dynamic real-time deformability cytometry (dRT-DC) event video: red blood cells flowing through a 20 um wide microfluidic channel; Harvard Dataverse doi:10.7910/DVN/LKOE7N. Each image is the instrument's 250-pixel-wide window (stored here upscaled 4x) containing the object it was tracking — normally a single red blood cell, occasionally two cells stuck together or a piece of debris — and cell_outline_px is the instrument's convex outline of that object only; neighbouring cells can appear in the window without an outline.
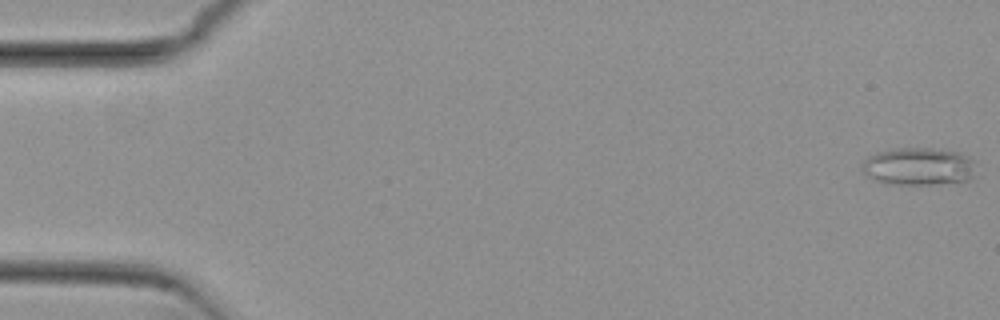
{"species": "common noctule bat (a hibernating species)", "species_latin": "Nyctalus noctula", "temperature_condition": "cold", "stored_images_in_passage": 54, "camera_frame_rate_fps": 3000, "um_per_image_px": 0.085, "animal": {"sex": "female", "body_mass_g": 29.2, "forearm_length_mm": 56.3}, "frame": {"image": 1, "passage_image": 1, "time_ms": 0.0, "image_size_px": [1000, 320], "cell_outline_px": [[972, 176], [968, 180], [932, 184], [888, 184], [876, 180], [868, 176], [864, 172], [864, 160], [868, 156], [876, 152], [896, 148], [928, 148], [956, 152], [968, 156], [972, 160]], "centroid_in_image_um": [78.03, 14.14], "position_along_channel_um": 7.0, "area_um2": 24.45}}
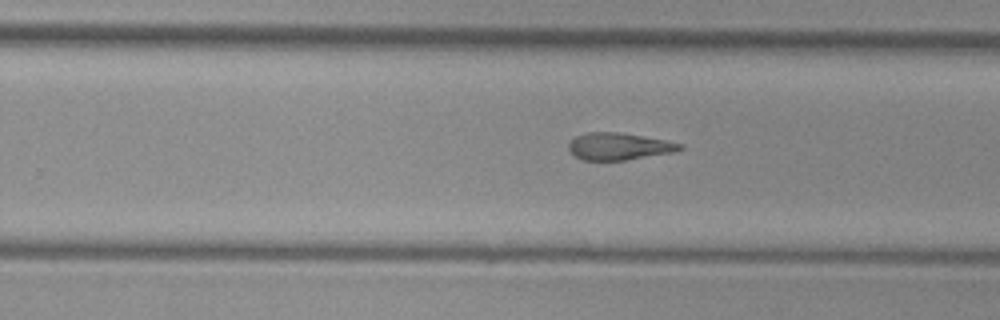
{"frame": {"image": 2, "passage_image": 34, "time_ms": 11.0, "image_size_px": [1000, 320], "cell_outline_px": [[684, 148], [672, 152], [624, 160], [584, 160], [576, 156], [568, 148], [568, 144], [576, 136], [588, 132], [620, 132], [664, 140], [684, 144]], "centroid_in_image_um": [52.6, 12.43], "position_along_channel_um": 277.2, "area_um2": 17.28}}
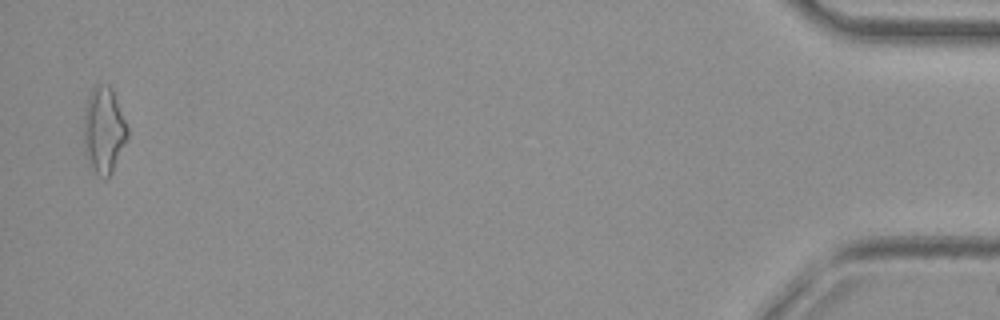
{"frame": {"image": 3, "passage_image": 53, "time_ms": 17.333, "image_size_px": [1000, 320], "cell_outline_px": [[128, 136], [112, 172], [104, 180], [88, 164], [84, 152], [84, 112], [88, 96], [92, 88], [96, 84], [108, 84], [112, 88], [128, 128]], "centroid_in_image_um": [8.81, 11.05], "position_along_channel_um": 426.4, "area_um2": 22.02}, "authors_computed_cell_mechanics": {"area_um2": 18.9006, "velocity_mm_per_s": 3.8423, "shape_relaxation_time_tau1_ms": null, "shape_relaxation_time_tau2_ms": 8.1439, "deformation_change_tau1": null, "deformation_change_tau2": 0.1973}}